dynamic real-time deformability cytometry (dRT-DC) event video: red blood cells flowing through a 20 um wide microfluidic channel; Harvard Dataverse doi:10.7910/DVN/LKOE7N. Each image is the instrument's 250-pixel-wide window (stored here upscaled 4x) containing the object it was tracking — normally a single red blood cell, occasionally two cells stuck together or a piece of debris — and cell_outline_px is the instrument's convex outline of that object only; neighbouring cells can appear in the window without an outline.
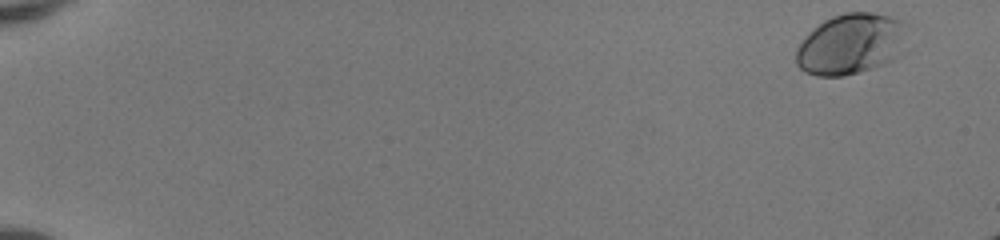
{"species": "human", "species_latin": "Homo sapiens", "temperature_condition": "room temperature", "stored_images_in_passage": 50, "camera_frame_rate_fps": 3000, "um_per_image_px": 0.085, "donor": {"sex": "female"}, "frame": {"image": 1, "passage_image": 2, "time_ms": 0.333, "image_size_px": [1000, 240], "cell_outline_px": [[908, 24], [892, 60], [884, 64], [872, 68], [844, 76], [816, 76], [804, 72], [796, 64], [796, 48], [812, 28], [824, 20], [832, 16], [844, 12], [872, 12], [892, 16], [904, 20]], "centroid_in_image_um": [72.25, 3.72], "position_along_channel_um": 12.7, "area_um2": 39.07}}
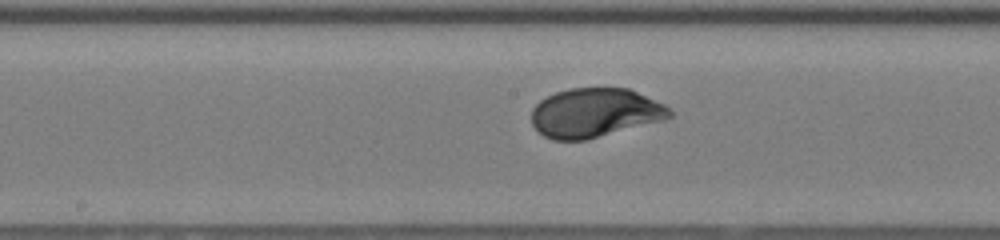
{"frame": {"image": 2, "passage_image": 29, "time_ms": 9.333, "image_size_px": [1000, 240], "cell_outline_px": [[672, 116], [664, 120], [588, 140], [552, 140], [544, 136], [532, 124], [532, 108], [540, 100], [556, 92], [572, 88], [628, 88], [664, 104], [672, 108]], "centroid_in_image_um": [50.58, 9.6], "position_along_channel_um": 197.6, "area_um2": 39.65}}
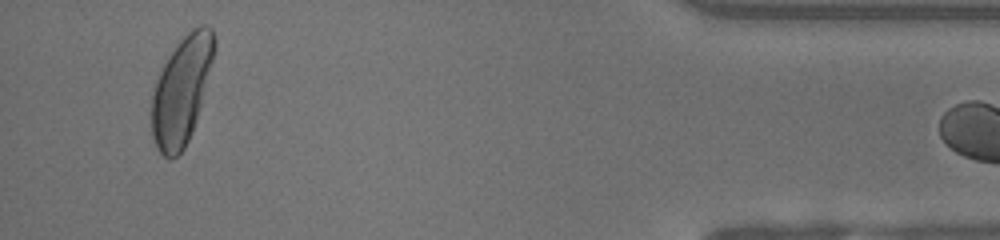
{"frame": {"image": 3, "passage_image": 49, "time_ms": 16.0, "image_size_px": [1000, 240], "cell_outline_px": [[216, 48], [192, 132], [184, 148], [176, 156], [168, 160], [156, 148], [152, 136], [152, 92], [156, 80], [168, 56], [176, 44], [192, 28], [200, 24], [204, 24], [212, 28], [216, 36]], "centroid_in_image_um": [15.43, 7.65], "position_along_channel_um": 419.8, "area_um2": 39.02}}